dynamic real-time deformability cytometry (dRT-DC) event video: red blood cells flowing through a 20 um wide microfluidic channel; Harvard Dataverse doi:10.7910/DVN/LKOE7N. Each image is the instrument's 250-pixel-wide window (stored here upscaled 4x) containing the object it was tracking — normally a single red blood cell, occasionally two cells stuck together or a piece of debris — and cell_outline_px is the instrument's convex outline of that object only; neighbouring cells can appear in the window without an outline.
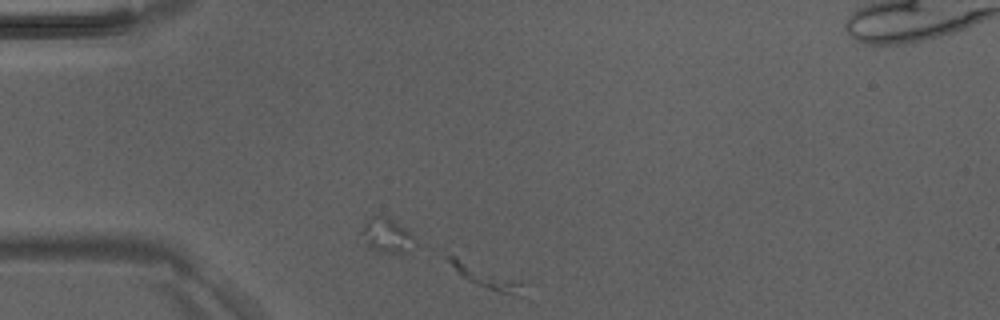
{"species": "Egyptian fruit bat (a non-hibernating species)", "species_latin": "Rousettus aegyptiacus", "temperature_condition": "room temperature", "stored_images_in_passage": 4, "segment_of_instrument_passage": [1, 2], "camera_frame_rate_fps": 3000, "um_per_image_px": 0.085, "animal": {"sex": "male"}, "frame": {"image": 1, "passage_image": 1, "time_ms": 0.0, "image_size_px": [1000, 320], "cell_outline_px": [[524, 280], [512, 292], [500, 292], [488, 288], [468, 280], [432, 248], [444, 248]], "centroid_in_image_um": [40.85, 23.14], "position_along_channel_um": 44.2, "area_um2": 10.87}}